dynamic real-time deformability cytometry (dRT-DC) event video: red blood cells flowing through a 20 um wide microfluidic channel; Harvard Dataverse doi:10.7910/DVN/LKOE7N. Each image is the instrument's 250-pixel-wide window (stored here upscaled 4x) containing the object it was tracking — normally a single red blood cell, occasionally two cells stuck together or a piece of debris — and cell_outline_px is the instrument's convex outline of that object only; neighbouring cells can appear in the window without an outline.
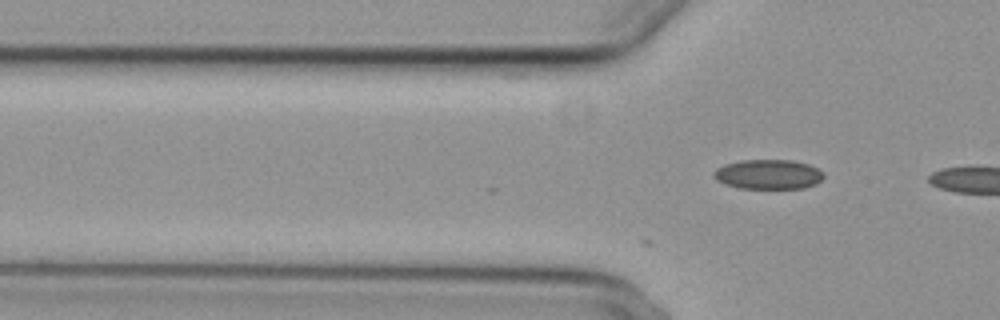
{"species": "common noctule bat (a hibernating species)", "species_latin": "Nyctalus noctula", "temperature_condition": "cold", "stored_images_in_passage": 4, "camera_frame_rate_fps": 3000, "um_per_image_px": 0.085, "animal": {"sex": "female", "body_mass_g": 29.2, "forearm_length_mm": 56.3}, "frame": {"image": 1, "passage_image": 4, "time_ms": 1.0, "image_size_px": [1000, 320], "cell_outline_px": [[824, 176], [816, 184], [804, 188], [740, 188], [724, 184], [716, 180], [712, 176], [712, 172], [716, 168], [724, 164], [740, 160], [792, 160], [808, 164], [824, 172]], "centroid_in_image_um": [65.27, 14.81], "position_along_channel_um": 60.5, "area_um2": 19.13}}